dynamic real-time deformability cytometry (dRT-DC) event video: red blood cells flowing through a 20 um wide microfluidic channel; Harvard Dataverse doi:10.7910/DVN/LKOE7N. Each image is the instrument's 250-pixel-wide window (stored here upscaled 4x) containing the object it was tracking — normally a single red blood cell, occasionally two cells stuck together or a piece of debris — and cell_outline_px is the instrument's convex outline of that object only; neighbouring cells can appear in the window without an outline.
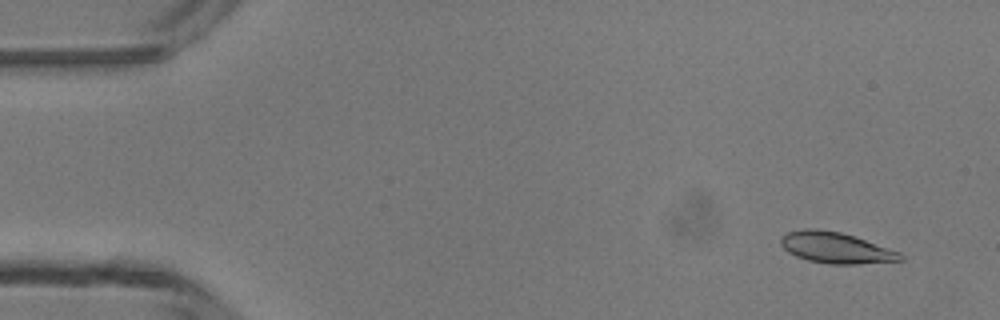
{"species": "common noctule bat (a hibernating species)", "species_latin": "Nyctalus noctula", "temperature_condition": "room temperature", "stored_images_in_passage": 3, "camera_frame_rate_fps": 3000, "um_per_image_px": 0.085, "animal": {"sex": "male", "body_mass_g": 13.3}, "frame": {"image": 1, "passage_image": 1, "time_ms": 0.0, "image_size_px": [1000, 320], "cell_outline_px": [[904, 260], [856, 264], [828, 264], [808, 260], [796, 256], [788, 252], [780, 244], [780, 236], [788, 232], [804, 228], [816, 228], [840, 232], [900, 252], [904, 256]], "centroid_in_image_um": [71.0, 21.06], "position_along_channel_um": 14.0, "area_um2": 21.5}}
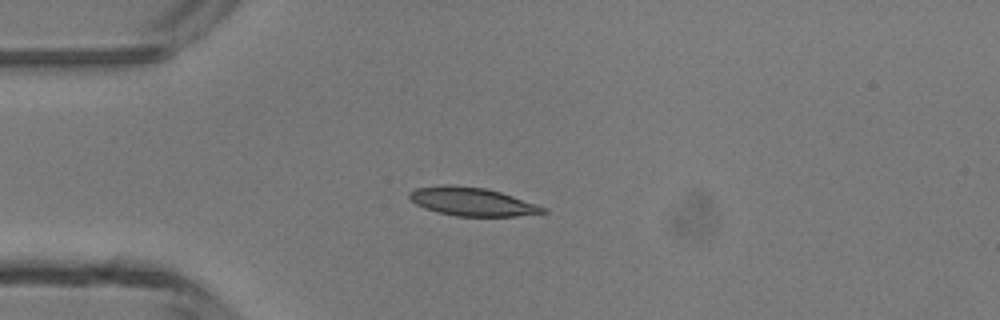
{"frame": {"image": 2, "passage_image": 3, "time_ms": 3.0, "image_size_px": [1000, 320], "cell_outline_px": [[548, 212], [516, 216], [456, 216], [436, 212], [424, 208], [416, 204], [408, 196], [408, 192], [416, 188], [440, 184], [452, 184], [484, 188], [500, 192], [548, 208]], "centroid_in_image_um": [40.09, 17.13], "position_along_channel_um": 44.9, "area_um2": 22.2}}